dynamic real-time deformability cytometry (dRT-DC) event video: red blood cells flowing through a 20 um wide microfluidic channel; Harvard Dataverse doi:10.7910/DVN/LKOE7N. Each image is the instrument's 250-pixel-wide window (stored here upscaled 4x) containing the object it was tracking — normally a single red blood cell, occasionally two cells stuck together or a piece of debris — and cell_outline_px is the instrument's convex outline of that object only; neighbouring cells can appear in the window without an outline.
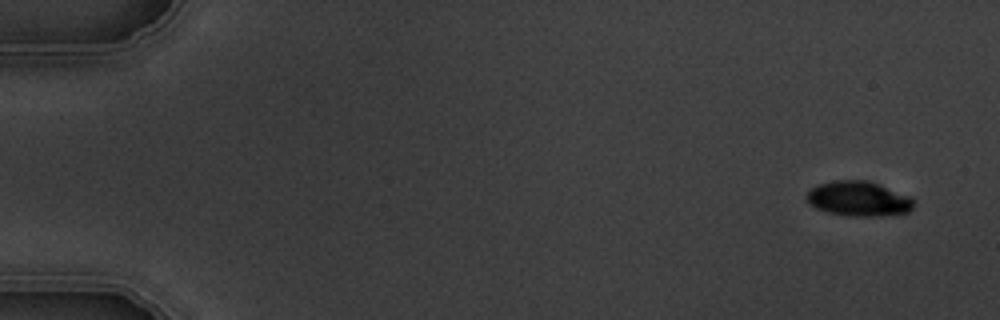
{"species": "common noctule bat (a hibernating species)", "species_latin": "Nyctalus noctula", "temperature_condition": "warm", "stored_images_in_passage": 7, "camera_frame_rate_fps": 3000, "um_per_image_px": 0.085, "animal": {"sex": "male", "body_mass_g": 19.5, "forearm_length_mm": 54.6}, "frame": {"image": 1, "passage_image": 1, "time_ms": 0.0, "image_size_px": [1000, 320], "cell_outline_px": [[916, 200], [912, 208], [908, 212], [880, 216], [848, 216], [828, 212], [816, 208], [808, 204], [808, 192], [816, 184], [836, 180], [868, 180], [912, 196]], "centroid_in_image_um": [73.02, 16.89], "position_along_channel_um": 12.0, "area_um2": 21.96}}
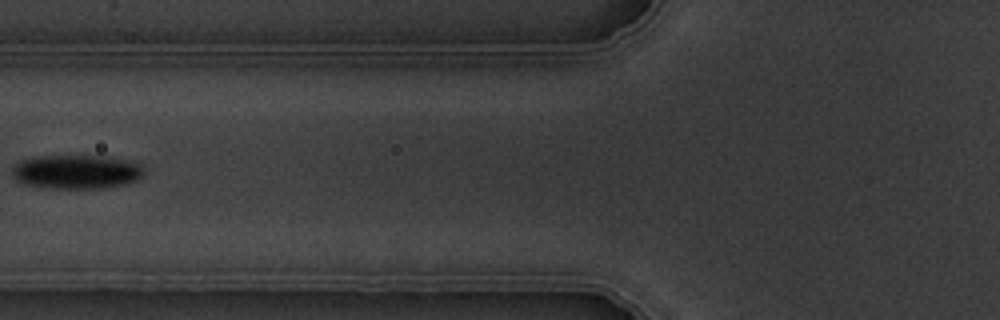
{"frame": {"image": 2, "passage_image": 6, "time_ms": 6.667, "image_size_px": [1000, 320], "cell_outline_px": [[144, 176], [136, 180], [124, 184], [104, 188], [52, 188], [24, 184], [16, 180], [12, 176], [12, 168], [20, 160], [36, 156], [104, 156], [124, 160], [140, 164], [144, 168]], "centroid_in_image_um": [6.48, 14.6], "position_along_channel_um": 119.3, "area_um2": 26.13}}